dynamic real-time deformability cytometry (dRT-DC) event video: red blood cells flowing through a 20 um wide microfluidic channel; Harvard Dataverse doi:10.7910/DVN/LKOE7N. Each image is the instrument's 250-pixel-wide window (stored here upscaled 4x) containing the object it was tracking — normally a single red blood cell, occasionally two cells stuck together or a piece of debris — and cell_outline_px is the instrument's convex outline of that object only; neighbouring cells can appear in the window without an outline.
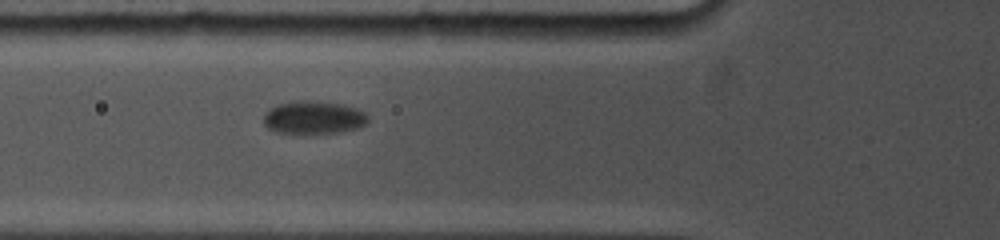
{"species": "common noctule bat (a hibernating species)", "species_latin": "Nyctalus noctula", "temperature_condition": "cold", "stored_images_in_passage": 25, "camera_frame_rate_fps": 5000, "um_per_image_px": 0.085, "animal": {"sex": "female", "body_mass_g": 19.0, "forearm_length_mm": 53.3}, "frame": {"image": 1, "passage_image": 3, "time_ms": 1.4, "image_size_px": [1000, 240], "cell_outline_px": [[368, 124], [360, 128], [340, 132], [304, 136], [296, 136], [272, 132], [264, 124], [264, 112], [268, 108], [276, 104], [292, 100], [300, 100], [344, 104], [356, 108], [364, 112], [368, 116]], "centroid_in_image_um": [26.6, 10.04], "position_along_channel_um": 99.2, "area_um2": 21.27}}
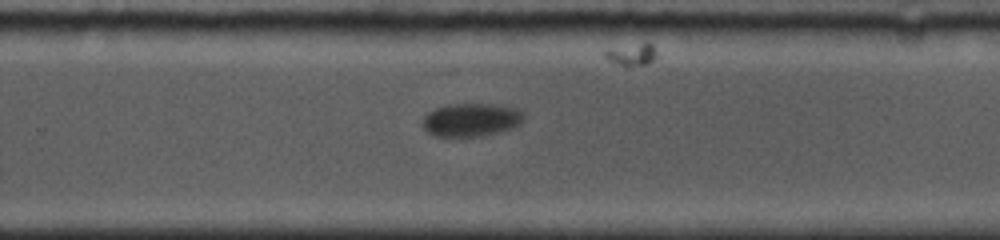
{"frame": {"image": 2, "passage_image": 12, "time_ms": 7.0, "image_size_px": [1000, 240], "cell_outline_px": [[524, 120], [520, 124], [512, 128], [480, 136], [436, 136], [428, 132], [424, 128], [424, 116], [428, 112], [436, 108], [448, 104], [496, 104], [516, 108], [524, 116]], "centroid_in_image_um": [40.06, 10.17], "position_along_channel_um": 289.7, "area_um2": 19.36}}
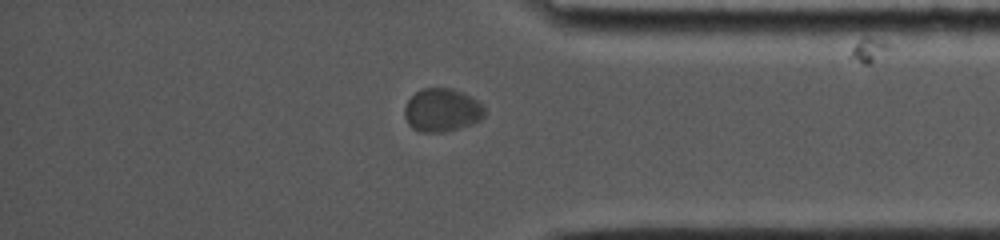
{"frame": {"image": 3, "passage_image": 21, "time_ms": 10.2, "image_size_px": [1000, 240], "cell_outline_px": [[484, 116], [480, 120], [472, 124], [444, 132], [420, 132], [412, 128], [408, 124], [404, 116], [404, 108], [408, 100], [420, 88], [452, 88], [476, 100], [484, 108]], "centroid_in_image_um": [37.52, 9.37], "position_along_channel_um": 397.7, "area_um2": 20.06}}